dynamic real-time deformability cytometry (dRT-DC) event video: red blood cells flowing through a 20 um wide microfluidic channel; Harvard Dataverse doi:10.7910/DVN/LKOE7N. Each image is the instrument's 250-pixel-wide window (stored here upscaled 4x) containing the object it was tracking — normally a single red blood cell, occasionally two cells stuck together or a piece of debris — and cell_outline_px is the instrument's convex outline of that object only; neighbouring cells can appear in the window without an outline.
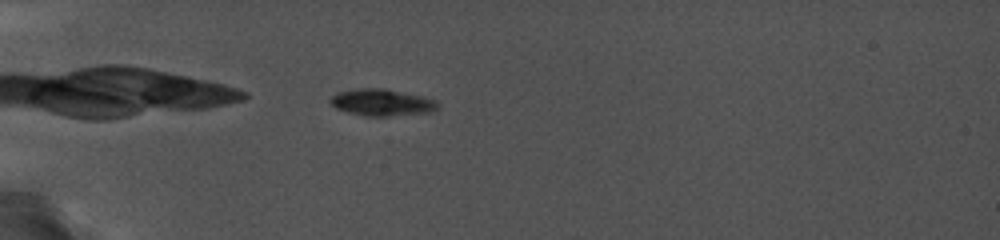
{"species": "common noctule bat (a hibernating species)", "species_latin": "Nyctalus noctula", "temperature_condition": "cold", "stored_images_in_passage": 6, "camera_frame_rate_fps": 5000, "um_per_image_px": 0.085, "animal": {"sex": "female", "body_mass_g": 19.0, "forearm_length_mm": 56.7}, "frame": {"image": 1, "passage_image": 1, "time_ms": 0.0, "image_size_px": [1000, 240], "cell_outline_px": [[440, 108], [428, 112], [384, 116], [368, 116], [348, 112], [336, 108], [328, 100], [336, 92], [356, 88], [384, 88], [424, 96], [436, 100], [440, 104]], "centroid_in_image_um": [32.47, 8.69], "position_along_channel_um": 52.5, "area_um2": 16.82}}